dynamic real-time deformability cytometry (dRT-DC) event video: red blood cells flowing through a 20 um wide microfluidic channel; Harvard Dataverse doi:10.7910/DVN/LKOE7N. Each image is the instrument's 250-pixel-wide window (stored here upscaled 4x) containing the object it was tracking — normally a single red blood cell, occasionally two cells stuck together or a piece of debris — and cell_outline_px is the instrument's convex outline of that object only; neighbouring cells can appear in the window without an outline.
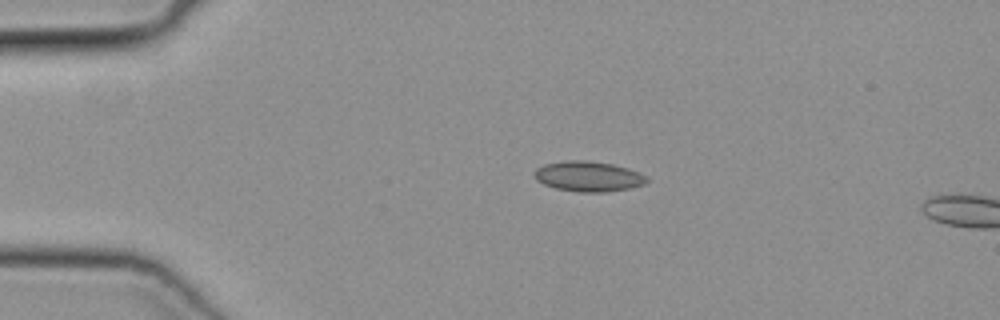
{"species": "common noctule bat (a hibernating species)", "species_latin": "Nyctalus noctula", "temperature_condition": "cold", "stored_images_in_passage": 12, "camera_frame_rate_fps": 3000, "um_per_image_px": 0.085, "animal": {"sex": "female", "body_mass_g": 19.3, "forearm_length_mm": 54.1}, "frame": {"image": 1, "passage_image": 9, "time_ms": 2.667, "image_size_px": [1000, 320], "cell_outline_px": [[648, 180], [644, 184], [628, 188], [604, 192], [580, 192], [556, 188], [544, 184], [536, 180], [532, 176], [536, 168], [544, 164], [568, 160], [588, 160], [612, 164], [628, 168], [640, 172], [648, 176]], "centroid_in_image_um": [50.0, 14.98], "position_along_channel_um": 35.0, "area_um2": 19.88}}